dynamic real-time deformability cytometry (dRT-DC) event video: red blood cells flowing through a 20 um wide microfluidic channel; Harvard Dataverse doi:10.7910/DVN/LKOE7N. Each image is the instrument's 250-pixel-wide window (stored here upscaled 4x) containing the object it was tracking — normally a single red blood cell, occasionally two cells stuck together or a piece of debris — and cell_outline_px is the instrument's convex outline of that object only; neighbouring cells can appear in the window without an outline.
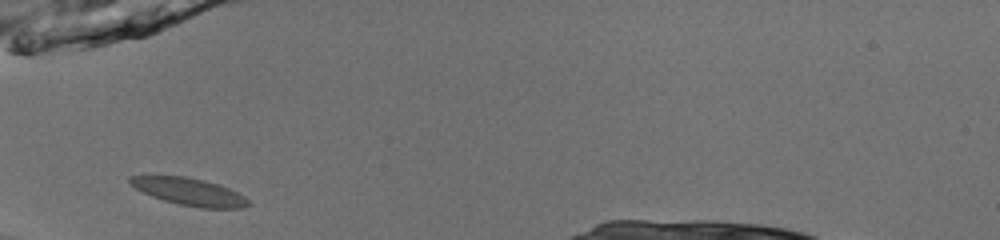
{"species": "common noctule bat (a hibernating species)", "species_latin": "Nyctalus noctula", "temperature_condition": "room temperature", "stored_images_in_passage": 32, "camera_frame_rate_fps": 3000, "um_per_image_px": 0.085, "animal": {"sex": "male", "body_mass_g": 13.0, "forearm_length_mm": 53.1}, "frame": {"image": 1, "passage_image": 1, "time_ms": 0.0, "image_size_px": [1000, 240], "cell_outline_px": [[252, 204], [240, 208], [200, 208], [180, 204], [164, 200], [152, 196], [136, 188], [128, 180], [128, 176], [184, 176], [204, 180], [228, 188], [244, 196]], "centroid_in_image_um": [16.11, 16.3], "position_along_channel_um": 68.9, "area_um2": 18.5}}
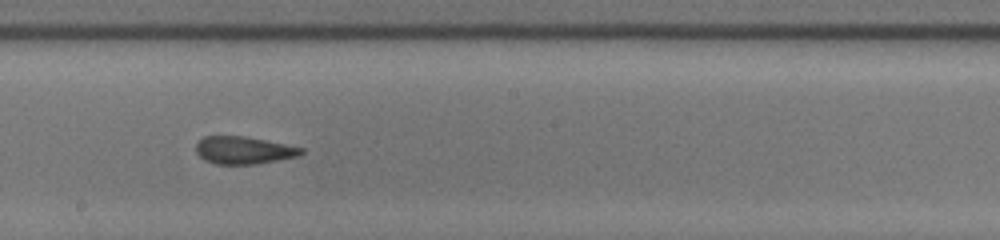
{"frame": {"image": 2, "passage_image": 13, "time_ms": 4.0, "image_size_px": [1000, 240], "cell_outline_px": [[304, 152], [300, 156], [256, 164], [216, 164], [204, 160], [196, 152], [196, 144], [204, 136], [244, 136], [304, 148]], "centroid_in_image_um": [20.72, 12.78], "position_along_channel_um": 227.5, "area_um2": 16.82}}
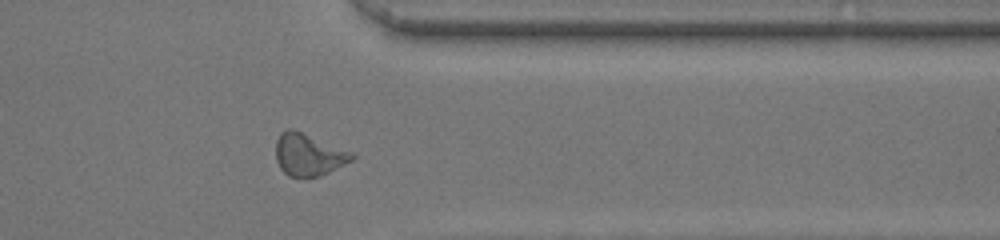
{"frame": {"image": 3, "passage_image": 25, "time_ms": 8.0, "image_size_px": [1000, 240], "cell_outline_px": [[356, 156], [352, 160], [320, 176], [288, 176], [280, 168], [276, 160], [276, 140], [280, 132], [288, 128], [292, 128], [352, 152]], "centroid_in_image_um": [26.19, 13.13], "position_along_channel_um": 385.2, "area_um2": 18.5}}